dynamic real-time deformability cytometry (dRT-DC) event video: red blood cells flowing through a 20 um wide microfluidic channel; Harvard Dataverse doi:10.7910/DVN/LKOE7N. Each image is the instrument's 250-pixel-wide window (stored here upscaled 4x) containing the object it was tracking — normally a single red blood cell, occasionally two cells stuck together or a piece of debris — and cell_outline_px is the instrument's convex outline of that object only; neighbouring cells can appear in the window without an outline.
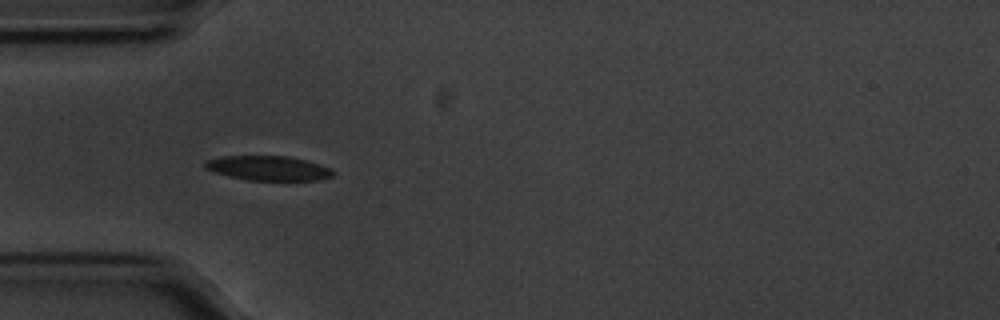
{"species": "common noctule bat (a hibernating species)", "species_latin": "Nyctalus noctula", "temperature_condition": "cold", "stored_images_in_passage": 25, "camera_frame_rate_fps": 3000, "um_per_image_px": 0.085, "animal": {"sex": "male", "body_mass_g": 20.1, "forearm_length_mm": 53.5}, "frame": {"image": 1, "passage_image": 8, "time_ms": 2.333, "image_size_px": [1000, 320], "cell_outline_px": [[336, 172], [332, 176], [316, 180], [248, 180], [216, 172], [204, 168], [204, 160], [220, 156], [288, 156], [320, 164]], "centroid_in_image_um": [22.78, 14.28], "position_along_channel_um": 62.2, "area_um2": 18.15}}